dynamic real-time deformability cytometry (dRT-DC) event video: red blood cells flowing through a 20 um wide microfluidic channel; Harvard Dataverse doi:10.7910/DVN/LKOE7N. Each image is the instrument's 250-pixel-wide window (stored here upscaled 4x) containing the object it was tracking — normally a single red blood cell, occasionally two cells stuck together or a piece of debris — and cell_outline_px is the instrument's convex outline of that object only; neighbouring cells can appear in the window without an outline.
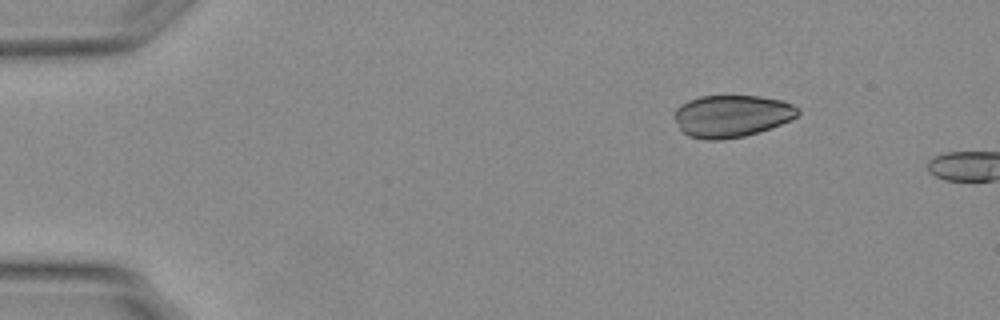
{"species": "Egyptian fruit bat (a non-hibernating species)", "species_latin": "Rousettus aegyptiacus", "temperature_condition": "warm", "stored_images_in_passage": 3, "camera_frame_rate_fps": 3000, "um_per_image_px": 0.085, "animal": {"sex": "female"}, "frame": {"image": 1, "passage_image": 1, "time_ms": 0.0, "image_size_px": [1000, 320], "cell_outline_px": [[800, 112], [796, 116], [780, 124], [744, 136], [720, 140], [704, 140], [688, 136], [680, 128], [672, 116], [676, 108], [680, 104], [688, 100], [700, 96], [756, 96], [784, 100], [800, 108]], "centroid_in_image_um": [62.15, 9.85], "position_along_channel_um": 22.8, "area_um2": 30.35}}